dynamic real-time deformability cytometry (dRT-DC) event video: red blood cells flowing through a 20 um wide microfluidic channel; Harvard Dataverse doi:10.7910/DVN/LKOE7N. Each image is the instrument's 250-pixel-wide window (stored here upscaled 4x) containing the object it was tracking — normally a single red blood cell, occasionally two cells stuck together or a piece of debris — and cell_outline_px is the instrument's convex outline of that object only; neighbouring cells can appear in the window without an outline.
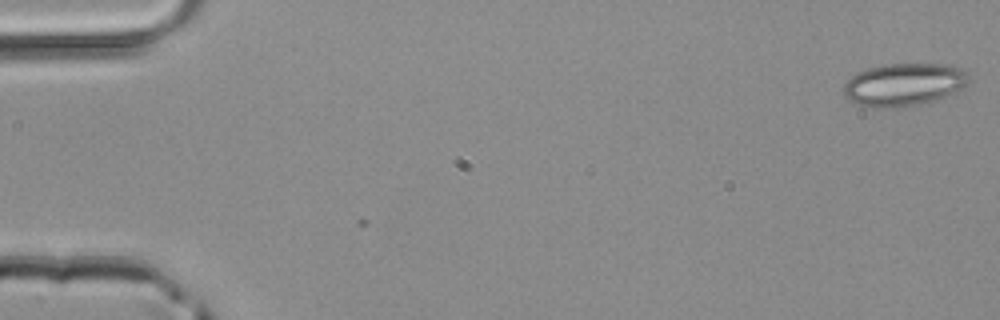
{"species": "common noctule bat (a hibernating species)", "species_latin": "Nyctalus noctula", "temperature_condition": "room temperature", "stored_images_in_passage": 2, "camera_frame_rate_fps": 3000, "um_per_image_px": 0.085, "animal": {"sex": "male", "body_mass_g": 20.4}, "frame": {"image": 1, "passage_image": 1, "time_ms": 0.0, "image_size_px": [1000, 320], "cell_outline_px": [[972, 80], [956, 92], [920, 104], [896, 108], [876, 108], [856, 104], [848, 100], [844, 96], [844, 84], [856, 72], [868, 68], [884, 64], [952, 64], [960, 68]], "centroid_in_image_um": [76.81, 7.19], "position_along_channel_um": 8.2, "area_um2": 31.33}}